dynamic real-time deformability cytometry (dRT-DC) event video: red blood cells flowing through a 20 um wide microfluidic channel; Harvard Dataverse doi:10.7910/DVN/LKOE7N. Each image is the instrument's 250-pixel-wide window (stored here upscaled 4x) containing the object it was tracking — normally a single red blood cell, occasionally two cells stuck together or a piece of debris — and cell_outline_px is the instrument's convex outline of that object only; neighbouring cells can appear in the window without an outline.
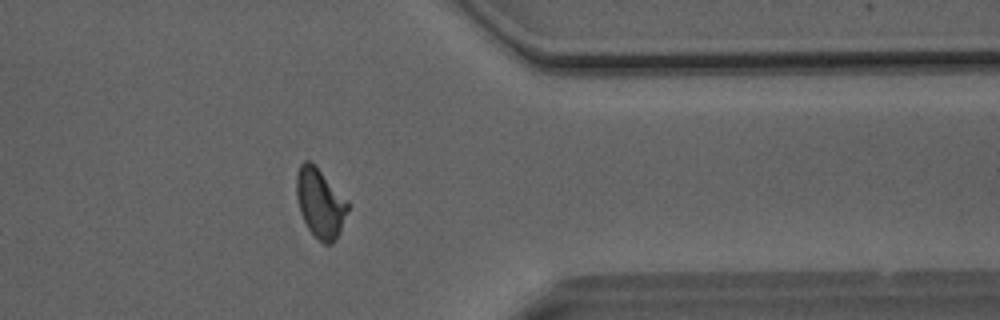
{"species": "Egyptian fruit bat (a non-hibernating species)", "species_latin": "Rousettus aegyptiacus", "temperature_condition": "room temperature", "stored_images_in_passage": 51, "camera_frame_rate_fps": 3000, "um_per_image_px": 0.085, "animal": {"sex": "male"}, "frame": {"image": 1, "passage_image": 41, "time_ms": 13.333, "image_size_px": [1000, 320], "cell_outline_px": [[348, 208], [340, 232], [336, 240], [332, 244], [324, 244], [308, 228], [300, 212], [296, 196], [296, 176], [300, 164], [304, 160], [308, 160], [320, 172], [348, 204]], "centroid_in_image_um": [27.17, 17.3], "position_along_channel_um": 384.2, "area_um2": 19.88}}
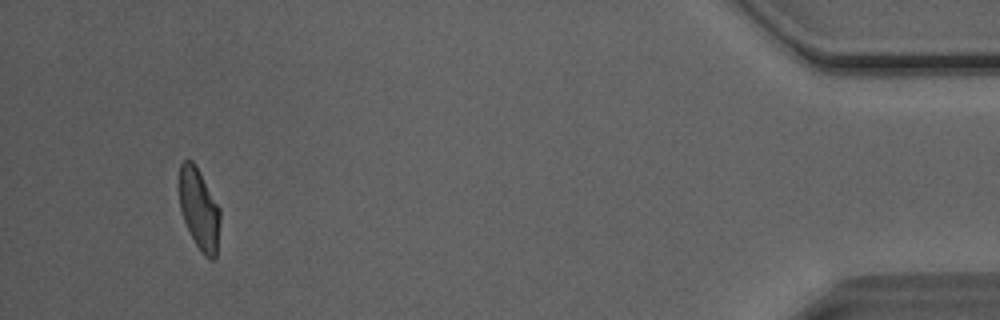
{"frame": {"image": 2, "passage_image": 48, "time_ms": 15.667, "image_size_px": [1000, 320], "cell_outline_px": [[220, 220], [216, 260], [208, 260], [204, 256], [196, 244], [184, 220], [180, 208], [180, 164], [184, 160], [192, 160], [220, 208]], "centroid_in_image_um": [16.95, 17.84], "position_along_channel_um": 418.2, "area_um2": 19.02}, "authors_computed_cell_mechanics": {"area_um2": 20.4612, "velocity_mm_per_s": 4.0825, "shape_relaxation_time_tau1_ms": 5.1449, "shape_relaxation_time_tau2_ms": 1.8196, "deformation_change_tau1": 0.1637, "deformation_change_tau2": 0.087}}